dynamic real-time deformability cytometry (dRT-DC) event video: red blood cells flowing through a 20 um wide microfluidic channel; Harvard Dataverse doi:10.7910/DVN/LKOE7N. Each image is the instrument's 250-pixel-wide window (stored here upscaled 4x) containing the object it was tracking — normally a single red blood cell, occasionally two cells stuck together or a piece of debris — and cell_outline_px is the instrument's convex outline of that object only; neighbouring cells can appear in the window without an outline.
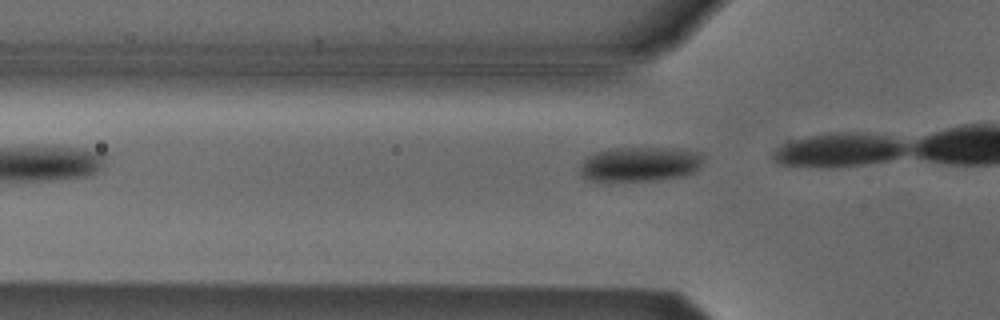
{"species": "Egyptian fruit bat (a non-hibernating species)", "species_latin": "Rousettus aegyptiacus", "temperature_condition": "cold", "stored_images_in_passage": 4, "camera_frame_rate_fps": 3000, "um_per_image_px": 0.085, "animal": {"sex": "male"}, "frame": {"image": 1, "passage_image": 2, "time_ms": 0.333, "image_size_px": [1000, 320], "cell_outline_px": [[704, 156], [700, 168], [684, 176], [660, 180], [608, 184], [588, 180], [580, 176], [580, 164], [584, 156], [608, 148], [684, 148], [700, 152]], "centroid_in_image_um": [54.33, 13.99], "position_along_channel_um": 71.5, "area_um2": 26.36}}